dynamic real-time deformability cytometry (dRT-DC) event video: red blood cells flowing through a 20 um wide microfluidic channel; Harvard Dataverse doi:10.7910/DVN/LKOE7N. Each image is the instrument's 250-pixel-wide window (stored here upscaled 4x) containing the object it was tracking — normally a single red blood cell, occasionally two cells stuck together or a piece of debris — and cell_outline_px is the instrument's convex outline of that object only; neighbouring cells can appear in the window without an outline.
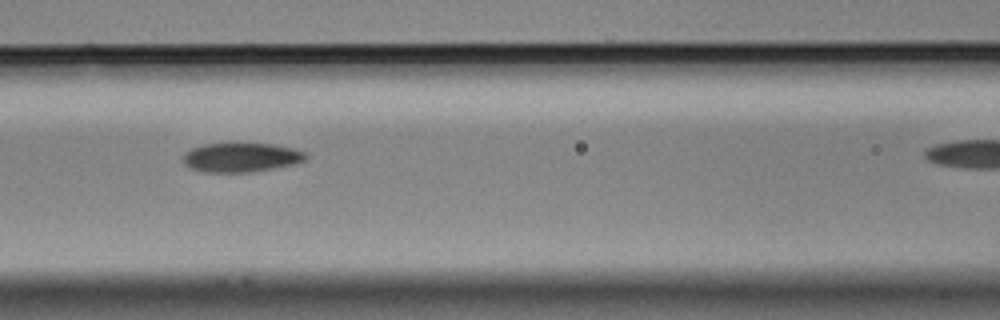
{"species": "Egyptian fruit bat (a non-hibernating species)", "species_latin": "Rousettus aegyptiacus", "temperature_condition": "cold", "stored_images_in_passage": 11, "camera_frame_rate_fps": 3000, "um_per_image_px": 0.085, "animal": {"sex": "male"}, "frame": {"image": 1, "passage_image": 4, "time_ms": 1.0, "image_size_px": [1000, 320], "cell_outline_px": [[308, 156], [304, 160], [296, 164], [252, 172], [204, 172], [192, 168], [184, 164], [184, 156], [192, 148], [204, 144], [232, 140], [272, 144], [292, 148], [304, 152]], "centroid_in_image_um": [20.51, 13.33], "position_along_channel_um": 146.1, "area_um2": 21.56}}